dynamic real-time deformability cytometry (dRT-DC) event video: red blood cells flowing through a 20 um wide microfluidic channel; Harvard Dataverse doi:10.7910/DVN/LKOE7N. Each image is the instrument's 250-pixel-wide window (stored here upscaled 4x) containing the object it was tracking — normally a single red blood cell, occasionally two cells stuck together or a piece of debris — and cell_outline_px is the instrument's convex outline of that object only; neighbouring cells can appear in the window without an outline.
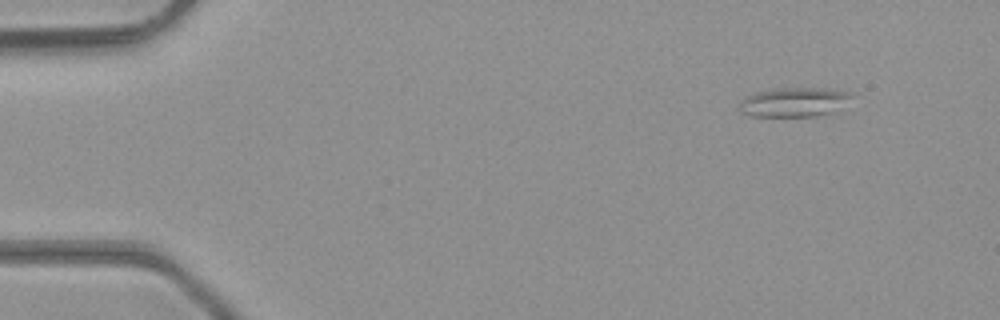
{"species": "common noctule bat (a hibernating species)", "species_latin": "Nyctalus noctula", "temperature_condition": "room temperature", "stored_images_in_passage": 44, "camera_frame_rate_fps": 3000, "um_per_image_px": 0.085, "animal": {"sex": "male", "body_mass_g": 23.1, "forearm_length_mm": 52.7}, "frame": {"image": 1, "passage_image": 1, "time_ms": 0.0, "image_size_px": [1000, 320], "cell_outline_px": [[852, 96], [828, 112], [816, 116], [752, 116], [740, 112], [740, 100], [756, 92], [772, 88], [828, 88], [852, 92]], "centroid_in_image_um": [67.41, 8.66], "position_along_channel_um": 17.6, "area_um2": 18.73}}
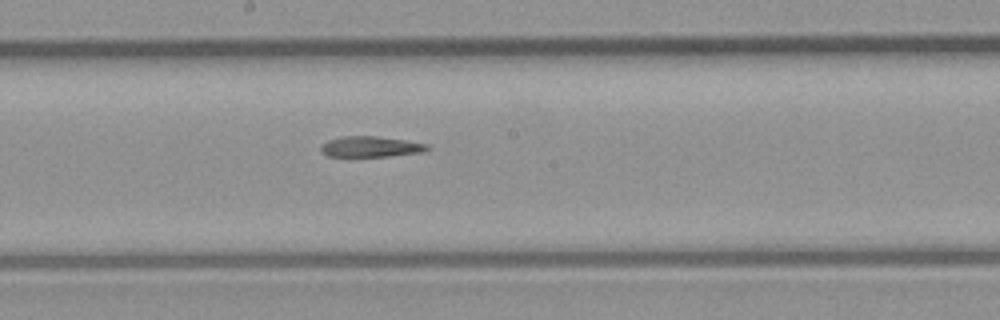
{"frame": {"image": 2, "passage_image": 22, "time_ms": 7.0, "image_size_px": [1000, 320], "cell_outline_px": [[428, 148], [420, 152], [388, 156], [328, 156], [320, 152], [320, 148], [328, 140], [344, 136], [376, 136], [404, 140], [428, 144]], "centroid_in_image_um": [31.46, 12.46], "position_along_channel_um": 216.7, "area_um2": 12.54}}
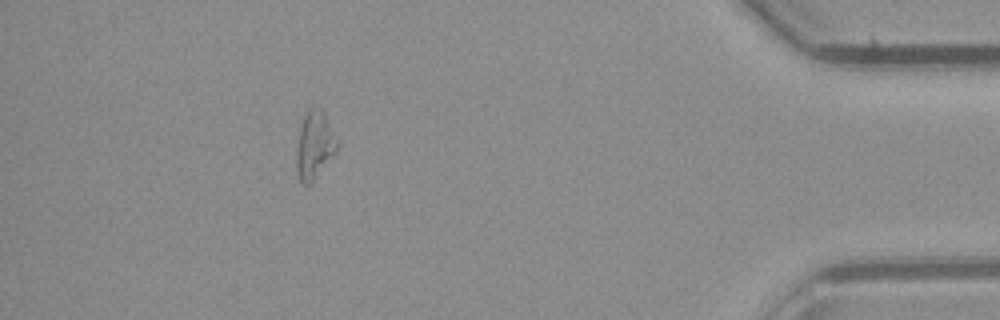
{"frame": {"image": 3, "passage_image": 39, "time_ms": 12.667, "image_size_px": [1000, 320], "cell_outline_px": [[336, 152], [316, 176], [308, 184], [304, 184], [300, 180], [296, 172], [296, 152], [300, 128], [304, 116], [312, 108], [320, 108], [324, 112], [336, 144]], "centroid_in_image_um": [26.68, 12.36], "position_along_channel_um": 408.5, "area_um2": 15.2}}